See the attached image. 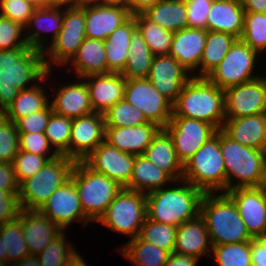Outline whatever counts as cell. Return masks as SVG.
<instances>
[{"label": "cell", "instance_id": "6da1fadb", "mask_svg": "<svg viewBox=\"0 0 266 266\" xmlns=\"http://www.w3.org/2000/svg\"><path fill=\"white\" fill-rule=\"evenodd\" d=\"M47 71L43 52L40 50L28 45L0 50V109L5 112L13 104L19 91L38 84Z\"/></svg>", "mask_w": 266, "mask_h": 266}, {"label": "cell", "instance_id": "7a4b0ae2", "mask_svg": "<svg viewBox=\"0 0 266 266\" xmlns=\"http://www.w3.org/2000/svg\"><path fill=\"white\" fill-rule=\"evenodd\" d=\"M171 185L146 194L147 218L178 226L200 214L204 192L183 179Z\"/></svg>", "mask_w": 266, "mask_h": 266}, {"label": "cell", "instance_id": "3957f363", "mask_svg": "<svg viewBox=\"0 0 266 266\" xmlns=\"http://www.w3.org/2000/svg\"><path fill=\"white\" fill-rule=\"evenodd\" d=\"M172 116L201 120L219 130L226 119L224 90L206 77L192 76L172 104Z\"/></svg>", "mask_w": 266, "mask_h": 266}, {"label": "cell", "instance_id": "277c9868", "mask_svg": "<svg viewBox=\"0 0 266 266\" xmlns=\"http://www.w3.org/2000/svg\"><path fill=\"white\" fill-rule=\"evenodd\" d=\"M213 245L248 242L253 238L238 213L234 201L225 193H204L200 204Z\"/></svg>", "mask_w": 266, "mask_h": 266}, {"label": "cell", "instance_id": "5b68a950", "mask_svg": "<svg viewBox=\"0 0 266 266\" xmlns=\"http://www.w3.org/2000/svg\"><path fill=\"white\" fill-rule=\"evenodd\" d=\"M220 149L225 163L227 191L266 185V151L243 146L221 129Z\"/></svg>", "mask_w": 266, "mask_h": 266}, {"label": "cell", "instance_id": "8992f818", "mask_svg": "<svg viewBox=\"0 0 266 266\" xmlns=\"http://www.w3.org/2000/svg\"><path fill=\"white\" fill-rule=\"evenodd\" d=\"M182 179L204 193L227 192L225 163L220 149V129L183 165Z\"/></svg>", "mask_w": 266, "mask_h": 266}, {"label": "cell", "instance_id": "52a82bcc", "mask_svg": "<svg viewBox=\"0 0 266 266\" xmlns=\"http://www.w3.org/2000/svg\"><path fill=\"white\" fill-rule=\"evenodd\" d=\"M70 179L78 191L85 215L97 222L107 207L123 188L117 181L88 167L83 161H76Z\"/></svg>", "mask_w": 266, "mask_h": 266}, {"label": "cell", "instance_id": "ba28073f", "mask_svg": "<svg viewBox=\"0 0 266 266\" xmlns=\"http://www.w3.org/2000/svg\"><path fill=\"white\" fill-rule=\"evenodd\" d=\"M75 161L59 155L19 185L21 209L40 210L51 194L70 179Z\"/></svg>", "mask_w": 266, "mask_h": 266}, {"label": "cell", "instance_id": "9c48e42d", "mask_svg": "<svg viewBox=\"0 0 266 266\" xmlns=\"http://www.w3.org/2000/svg\"><path fill=\"white\" fill-rule=\"evenodd\" d=\"M146 217V193L123 187L96 223L131 240L139 236Z\"/></svg>", "mask_w": 266, "mask_h": 266}, {"label": "cell", "instance_id": "30bf717a", "mask_svg": "<svg viewBox=\"0 0 266 266\" xmlns=\"http://www.w3.org/2000/svg\"><path fill=\"white\" fill-rule=\"evenodd\" d=\"M260 57L262 56L258 52L241 39H237L219 65L206 78L223 90L250 81L261 76L255 70L261 64Z\"/></svg>", "mask_w": 266, "mask_h": 266}, {"label": "cell", "instance_id": "8fae6325", "mask_svg": "<svg viewBox=\"0 0 266 266\" xmlns=\"http://www.w3.org/2000/svg\"><path fill=\"white\" fill-rule=\"evenodd\" d=\"M124 99L162 129L172 117V103L147 78L126 79Z\"/></svg>", "mask_w": 266, "mask_h": 266}, {"label": "cell", "instance_id": "7c38bea8", "mask_svg": "<svg viewBox=\"0 0 266 266\" xmlns=\"http://www.w3.org/2000/svg\"><path fill=\"white\" fill-rule=\"evenodd\" d=\"M172 137L178 160L184 165L217 129L204 121L172 116L164 128Z\"/></svg>", "mask_w": 266, "mask_h": 266}, {"label": "cell", "instance_id": "4fadbf2b", "mask_svg": "<svg viewBox=\"0 0 266 266\" xmlns=\"http://www.w3.org/2000/svg\"><path fill=\"white\" fill-rule=\"evenodd\" d=\"M265 74L224 90L226 118L266 113Z\"/></svg>", "mask_w": 266, "mask_h": 266}, {"label": "cell", "instance_id": "5bb4252c", "mask_svg": "<svg viewBox=\"0 0 266 266\" xmlns=\"http://www.w3.org/2000/svg\"><path fill=\"white\" fill-rule=\"evenodd\" d=\"M40 211L62 231H66L74 221L82 222L84 228L92 222L81 207L78 191L71 179L51 194Z\"/></svg>", "mask_w": 266, "mask_h": 266}, {"label": "cell", "instance_id": "9a60e30c", "mask_svg": "<svg viewBox=\"0 0 266 266\" xmlns=\"http://www.w3.org/2000/svg\"><path fill=\"white\" fill-rule=\"evenodd\" d=\"M235 203L252 238L266 237V185L225 192Z\"/></svg>", "mask_w": 266, "mask_h": 266}, {"label": "cell", "instance_id": "2e32d148", "mask_svg": "<svg viewBox=\"0 0 266 266\" xmlns=\"http://www.w3.org/2000/svg\"><path fill=\"white\" fill-rule=\"evenodd\" d=\"M135 156L121 152L104 140L83 162L92 170L104 174L125 187L132 175Z\"/></svg>", "mask_w": 266, "mask_h": 266}, {"label": "cell", "instance_id": "e0dca14e", "mask_svg": "<svg viewBox=\"0 0 266 266\" xmlns=\"http://www.w3.org/2000/svg\"><path fill=\"white\" fill-rule=\"evenodd\" d=\"M105 140L104 114L93 112L72 119L69 141V158L83 161Z\"/></svg>", "mask_w": 266, "mask_h": 266}, {"label": "cell", "instance_id": "ac0fdd59", "mask_svg": "<svg viewBox=\"0 0 266 266\" xmlns=\"http://www.w3.org/2000/svg\"><path fill=\"white\" fill-rule=\"evenodd\" d=\"M63 15L64 4H53L35 9L24 27V36L28 46L44 52L57 38L62 27Z\"/></svg>", "mask_w": 266, "mask_h": 266}, {"label": "cell", "instance_id": "d6986e66", "mask_svg": "<svg viewBox=\"0 0 266 266\" xmlns=\"http://www.w3.org/2000/svg\"><path fill=\"white\" fill-rule=\"evenodd\" d=\"M192 75L172 56H154L147 79L172 104Z\"/></svg>", "mask_w": 266, "mask_h": 266}, {"label": "cell", "instance_id": "ffe728a7", "mask_svg": "<svg viewBox=\"0 0 266 266\" xmlns=\"http://www.w3.org/2000/svg\"><path fill=\"white\" fill-rule=\"evenodd\" d=\"M70 81L71 83L60 84L57 88H54L55 86L50 87L54 90L52 92L54 97L49 101L53 112L70 119L93 113L89 90L85 81L82 78Z\"/></svg>", "mask_w": 266, "mask_h": 266}, {"label": "cell", "instance_id": "44dd1931", "mask_svg": "<svg viewBox=\"0 0 266 266\" xmlns=\"http://www.w3.org/2000/svg\"><path fill=\"white\" fill-rule=\"evenodd\" d=\"M206 39L205 29L187 27L173 32L169 56L174 57L192 76L200 77V60Z\"/></svg>", "mask_w": 266, "mask_h": 266}, {"label": "cell", "instance_id": "7402d4cb", "mask_svg": "<svg viewBox=\"0 0 266 266\" xmlns=\"http://www.w3.org/2000/svg\"><path fill=\"white\" fill-rule=\"evenodd\" d=\"M17 219L21 222L29 254L38 255L63 232L40 210L21 209Z\"/></svg>", "mask_w": 266, "mask_h": 266}, {"label": "cell", "instance_id": "603a6c76", "mask_svg": "<svg viewBox=\"0 0 266 266\" xmlns=\"http://www.w3.org/2000/svg\"><path fill=\"white\" fill-rule=\"evenodd\" d=\"M131 16L132 14L124 6L87 5L85 6L86 37L104 41Z\"/></svg>", "mask_w": 266, "mask_h": 266}, {"label": "cell", "instance_id": "cb8c5ba5", "mask_svg": "<svg viewBox=\"0 0 266 266\" xmlns=\"http://www.w3.org/2000/svg\"><path fill=\"white\" fill-rule=\"evenodd\" d=\"M161 129L151 122L130 127H105V141L121 152L143 155Z\"/></svg>", "mask_w": 266, "mask_h": 266}, {"label": "cell", "instance_id": "d4e9b609", "mask_svg": "<svg viewBox=\"0 0 266 266\" xmlns=\"http://www.w3.org/2000/svg\"><path fill=\"white\" fill-rule=\"evenodd\" d=\"M82 79L89 90L94 112L104 113L124 99L126 78L121 73L89 75Z\"/></svg>", "mask_w": 266, "mask_h": 266}, {"label": "cell", "instance_id": "484cf974", "mask_svg": "<svg viewBox=\"0 0 266 266\" xmlns=\"http://www.w3.org/2000/svg\"><path fill=\"white\" fill-rule=\"evenodd\" d=\"M221 130L243 146L266 151V113L226 118Z\"/></svg>", "mask_w": 266, "mask_h": 266}, {"label": "cell", "instance_id": "4316f807", "mask_svg": "<svg viewBox=\"0 0 266 266\" xmlns=\"http://www.w3.org/2000/svg\"><path fill=\"white\" fill-rule=\"evenodd\" d=\"M212 244L204 218L199 214L196 218L177 226L174 252L197 257L211 256Z\"/></svg>", "mask_w": 266, "mask_h": 266}, {"label": "cell", "instance_id": "83f0119b", "mask_svg": "<svg viewBox=\"0 0 266 266\" xmlns=\"http://www.w3.org/2000/svg\"><path fill=\"white\" fill-rule=\"evenodd\" d=\"M244 14L241 0H214L208 13L206 30L228 33L240 39Z\"/></svg>", "mask_w": 266, "mask_h": 266}, {"label": "cell", "instance_id": "f1b7e54d", "mask_svg": "<svg viewBox=\"0 0 266 266\" xmlns=\"http://www.w3.org/2000/svg\"><path fill=\"white\" fill-rule=\"evenodd\" d=\"M69 65L73 66L70 69H73V73L75 72V78L108 74L104 41L86 37L64 69Z\"/></svg>", "mask_w": 266, "mask_h": 266}, {"label": "cell", "instance_id": "f546056e", "mask_svg": "<svg viewBox=\"0 0 266 266\" xmlns=\"http://www.w3.org/2000/svg\"><path fill=\"white\" fill-rule=\"evenodd\" d=\"M149 161L166 172L174 181L183 177V165L178 160L172 137L161 129L143 153Z\"/></svg>", "mask_w": 266, "mask_h": 266}, {"label": "cell", "instance_id": "4dcf8cb0", "mask_svg": "<svg viewBox=\"0 0 266 266\" xmlns=\"http://www.w3.org/2000/svg\"><path fill=\"white\" fill-rule=\"evenodd\" d=\"M51 74V70L47 71L46 76L39 82V84H36L29 89L19 91L13 104L5 111L6 119L15 122L19 118L26 117L29 114L38 112L46 107L51 100L49 97H53L52 95L47 96V92L49 91L48 88L45 87L46 85H49V87L51 86V81L50 84L46 83L50 80V76L51 78L54 77Z\"/></svg>", "mask_w": 266, "mask_h": 266}, {"label": "cell", "instance_id": "1f68e13d", "mask_svg": "<svg viewBox=\"0 0 266 266\" xmlns=\"http://www.w3.org/2000/svg\"><path fill=\"white\" fill-rule=\"evenodd\" d=\"M137 29L136 22L131 16L124 24L116 28L104 40L109 73H122L127 64L129 42L133 32Z\"/></svg>", "mask_w": 266, "mask_h": 266}, {"label": "cell", "instance_id": "d6a6232c", "mask_svg": "<svg viewBox=\"0 0 266 266\" xmlns=\"http://www.w3.org/2000/svg\"><path fill=\"white\" fill-rule=\"evenodd\" d=\"M174 180L143 155L135 156L132 175L125 188L142 193L161 189Z\"/></svg>", "mask_w": 266, "mask_h": 266}, {"label": "cell", "instance_id": "836d02e7", "mask_svg": "<svg viewBox=\"0 0 266 266\" xmlns=\"http://www.w3.org/2000/svg\"><path fill=\"white\" fill-rule=\"evenodd\" d=\"M187 6L184 0H160L144 13L160 27L176 32L188 27Z\"/></svg>", "mask_w": 266, "mask_h": 266}, {"label": "cell", "instance_id": "e575fe53", "mask_svg": "<svg viewBox=\"0 0 266 266\" xmlns=\"http://www.w3.org/2000/svg\"><path fill=\"white\" fill-rule=\"evenodd\" d=\"M127 64L121 73L126 79L147 78L154 58L142 34L136 29L129 42Z\"/></svg>", "mask_w": 266, "mask_h": 266}, {"label": "cell", "instance_id": "d590c367", "mask_svg": "<svg viewBox=\"0 0 266 266\" xmlns=\"http://www.w3.org/2000/svg\"><path fill=\"white\" fill-rule=\"evenodd\" d=\"M118 251L135 266H163L170 255L169 251L144 242L138 236L121 245Z\"/></svg>", "mask_w": 266, "mask_h": 266}, {"label": "cell", "instance_id": "8d00e7d4", "mask_svg": "<svg viewBox=\"0 0 266 266\" xmlns=\"http://www.w3.org/2000/svg\"><path fill=\"white\" fill-rule=\"evenodd\" d=\"M132 16L135 19L137 29L142 34L153 55H169L173 32L160 27L144 12H138Z\"/></svg>", "mask_w": 266, "mask_h": 266}, {"label": "cell", "instance_id": "74e56055", "mask_svg": "<svg viewBox=\"0 0 266 266\" xmlns=\"http://www.w3.org/2000/svg\"><path fill=\"white\" fill-rule=\"evenodd\" d=\"M237 39L228 33L207 31L206 44L200 60V77H206L219 65Z\"/></svg>", "mask_w": 266, "mask_h": 266}, {"label": "cell", "instance_id": "f35d334b", "mask_svg": "<svg viewBox=\"0 0 266 266\" xmlns=\"http://www.w3.org/2000/svg\"><path fill=\"white\" fill-rule=\"evenodd\" d=\"M86 35L59 33L57 38L43 52L47 70L64 66L74 57ZM56 65V66H55Z\"/></svg>", "mask_w": 266, "mask_h": 266}, {"label": "cell", "instance_id": "ab89813d", "mask_svg": "<svg viewBox=\"0 0 266 266\" xmlns=\"http://www.w3.org/2000/svg\"><path fill=\"white\" fill-rule=\"evenodd\" d=\"M0 238L4 247V263H16L29 255L28 246L24 240L21 222L16 218L0 225Z\"/></svg>", "mask_w": 266, "mask_h": 266}, {"label": "cell", "instance_id": "60d3db41", "mask_svg": "<svg viewBox=\"0 0 266 266\" xmlns=\"http://www.w3.org/2000/svg\"><path fill=\"white\" fill-rule=\"evenodd\" d=\"M209 259L216 266H252L251 241L213 245Z\"/></svg>", "mask_w": 266, "mask_h": 266}, {"label": "cell", "instance_id": "b9f144b4", "mask_svg": "<svg viewBox=\"0 0 266 266\" xmlns=\"http://www.w3.org/2000/svg\"><path fill=\"white\" fill-rule=\"evenodd\" d=\"M176 234L177 226L159 223L146 217L138 237L144 242L172 253L174 252Z\"/></svg>", "mask_w": 266, "mask_h": 266}, {"label": "cell", "instance_id": "7bdbcfd3", "mask_svg": "<svg viewBox=\"0 0 266 266\" xmlns=\"http://www.w3.org/2000/svg\"><path fill=\"white\" fill-rule=\"evenodd\" d=\"M71 127L72 119L52 112L44 133L53 149L68 158Z\"/></svg>", "mask_w": 266, "mask_h": 266}, {"label": "cell", "instance_id": "ee69618b", "mask_svg": "<svg viewBox=\"0 0 266 266\" xmlns=\"http://www.w3.org/2000/svg\"><path fill=\"white\" fill-rule=\"evenodd\" d=\"M240 39L261 56L265 55L266 13L245 12L244 29Z\"/></svg>", "mask_w": 266, "mask_h": 266}, {"label": "cell", "instance_id": "f6af8a7d", "mask_svg": "<svg viewBox=\"0 0 266 266\" xmlns=\"http://www.w3.org/2000/svg\"><path fill=\"white\" fill-rule=\"evenodd\" d=\"M65 232L63 231L37 255L40 266H67L68 262L78 253L72 242L66 239Z\"/></svg>", "mask_w": 266, "mask_h": 266}, {"label": "cell", "instance_id": "bcb514c9", "mask_svg": "<svg viewBox=\"0 0 266 266\" xmlns=\"http://www.w3.org/2000/svg\"><path fill=\"white\" fill-rule=\"evenodd\" d=\"M103 114L105 127H130L148 123L143 112L125 99L116 102Z\"/></svg>", "mask_w": 266, "mask_h": 266}, {"label": "cell", "instance_id": "7dc6e473", "mask_svg": "<svg viewBox=\"0 0 266 266\" xmlns=\"http://www.w3.org/2000/svg\"><path fill=\"white\" fill-rule=\"evenodd\" d=\"M58 156H39L34 153L19 150L14 157L13 167L18 184L20 185L24 180L32 177L44 165Z\"/></svg>", "mask_w": 266, "mask_h": 266}, {"label": "cell", "instance_id": "c3c4849f", "mask_svg": "<svg viewBox=\"0 0 266 266\" xmlns=\"http://www.w3.org/2000/svg\"><path fill=\"white\" fill-rule=\"evenodd\" d=\"M19 150V133L15 123L5 118L0 123V162L12 163Z\"/></svg>", "mask_w": 266, "mask_h": 266}, {"label": "cell", "instance_id": "681fc988", "mask_svg": "<svg viewBox=\"0 0 266 266\" xmlns=\"http://www.w3.org/2000/svg\"><path fill=\"white\" fill-rule=\"evenodd\" d=\"M24 27L14 21L0 16V50L27 46Z\"/></svg>", "mask_w": 266, "mask_h": 266}, {"label": "cell", "instance_id": "f907efd6", "mask_svg": "<svg viewBox=\"0 0 266 266\" xmlns=\"http://www.w3.org/2000/svg\"><path fill=\"white\" fill-rule=\"evenodd\" d=\"M36 8L25 0H0L1 16L25 27Z\"/></svg>", "mask_w": 266, "mask_h": 266}, {"label": "cell", "instance_id": "816d5d0a", "mask_svg": "<svg viewBox=\"0 0 266 266\" xmlns=\"http://www.w3.org/2000/svg\"><path fill=\"white\" fill-rule=\"evenodd\" d=\"M20 150L39 156H59L44 133H19Z\"/></svg>", "mask_w": 266, "mask_h": 266}, {"label": "cell", "instance_id": "f5cc1de1", "mask_svg": "<svg viewBox=\"0 0 266 266\" xmlns=\"http://www.w3.org/2000/svg\"><path fill=\"white\" fill-rule=\"evenodd\" d=\"M52 112L53 110L49 103L44 109L17 119L14 123L18 133H45Z\"/></svg>", "mask_w": 266, "mask_h": 266}, {"label": "cell", "instance_id": "db71d44e", "mask_svg": "<svg viewBox=\"0 0 266 266\" xmlns=\"http://www.w3.org/2000/svg\"><path fill=\"white\" fill-rule=\"evenodd\" d=\"M59 33L86 35L85 6L73 7L64 4L63 22Z\"/></svg>", "mask_w": 266, "mask_h": 266}, {"label": "cell", "instance_id": "11a10c76", "mask_svg": "<svg viewBox=\"0 0 266 266\" xmlns=\"http://www.w3.org/2000/svg\"><path fill=\"white\" fill-rule=\"evenodd\" d=\"M214 0H185L188 27L206 30L208 13Z\"/></svg>", "mask_w": 266, "mask_h": 266}, {"label": "cell", "instance_id": "9f6ffc18", "mask_svg": "<svg viewBox=\"0 0 266 266\" xmlns=\"http://www.w3.org/2000/svg\"><path fill=\"white\" fill-rule=\"evenodd\" d=\"M18 193L0 190V225L18 218L21 210Z\"/></svg>", "mask_w": 266, "mask_h": 266}, {"label": "cell", "instance_id": "6f0895ef", "mask_svg": "<svg viewBox=\"0 0 266 266\" xmlns=\"http://www.w3.org/2000/svg\"><path fill=\"white\" fill-rule=\"evenodd\" d=\"M0 190L19 191L13 163L0 162Z\"/></svg>", "mask_w": 266, "mask_h": 266}, {"label": "cell", "instance_id": "680465c9", "mask_svg": "<svg viewBox=\"0 0 266 266\" xmlns=\"http://www.w3.org/2000/svg\"><path fill=\"white\" fill-rule=\"evenodd\" d=\"M252 266H266V237L251 240Z\"/></svg>", "mask_w": 266, "mask_h": 266}, {"label": "cell", "instance_id": "91938a15", "mask_svg": "<svg viewBox=\"0 0 266 266\" xmlns=\"http://www.w3.org/2000/svg\"><path fill=\"white\" fill-rule=\"evenodd\" d=\"M198 263L199 259L195 256L172 252L163 266H197Z\"/></svg>", "mask_w": 266, "mask_h": 266}, {"label": "cell", "instance_id": "94428289", "mask_svg": "<svg viewBox=\"0 0 266 266\" xmlns=\"http://www.w3.org/2000/svg\"><path fill=\"white\" fill-rule=\"evenodd\" d=\"M160 0H124V7L133 15L144 12L149 6Z\"/></svg>", "mask_w": 266, "mask_h": 266}, {"label": "cell", "instance_id": "6125c7cd", "mask_svg": "<svg viewBox=\"0 0 266 266\" xmlns=\"http://www.w3.org/2000/svg\"><path fill=\"white\" fill-rule=\"evenodd\" d=\"M245 12L266 13V0H241Z\"/></svg>", "mask_w": 266, "mask_h": 266}, {"label": "cell", "instance_id": "be15d7a7", "mask_svg": "<svg viewBox=\"0 0 266 266\" xmlns=\"http://www.w3.org/2000/svg\"><path fill=\"white\" fill-rule=\"evenodd\" d=\"M16 266H40L37 255L29 254L15 263Z\"/></svg>", "mask_w": 266, "mask_h": 266}, {"label": "cell", "instance_id": "e7e4bbea", "mask_svg": "<svg viewBox=\"0 0 266 266\" xmlns=\"http://www.w3.org/2000/svg\"><path fill=\"white\" fill-rule=\"evenodd\" d=\"M67 266H89L83 259V256L78 253L68 262Z\"/></svg>", "mask_w": 266, "mask_h": 266}, {"label": "cell", "instance_id": "03108f58", "mask_svg": "<svg viewBox=\"0 0 266 266\" xmlns=\"http://www.w3.org/2000/svg\"><path fill=\"white\" fill-rule=\"evenodd\" d=\"M94 4H98V0H70L68 5L73 7H83Z\"/></svg>", "mask_w": 266, "mask_h": 266}, {"label": "cell", "instance_id": "003e7915", "mask_svg": "<svg viewBox=\"0 0 266 266\" xmlns=\"http://www.w3.org/2000/svg\"><path fill=\"white\" fill-rule=\"evenodd\" d=\"M25 1L33 5L36 9L48 7L54 4L51 0H25Z\"/></svg>", "mask_w": 266, "mask_h": 266}, {"label": "cell", "instance_id": "a7ac6f4b", "mask_svg": "<svg viewBox=\"0 0 266 266\" xmlns=\"http://www.w3.org/2000/svg\"><path fill=\"white\" fill-rule=\"evenodd\" d=\"M98 5L124 6V0H98Z\"/></svg>", "mask_w": 266, "mask_h": 266}, {"label": "cell", "instance_id": "89a4df30", "mask_svg": "<svg viewBox=\"0 0 266 266\" xmlns=\"http://www.w3.org/2000/svg\"><path fill=\"white\" fill-rule=\"evenodd\" d=\"M0 262L4 263V247L1 238H0Z\"/></svg>", "mask_w": 266, "mask_h": 266}, {"label": "cell", "instance_id": "2644e50d", "mask_svg": "<svg viewBox=\"0 0 266 266\" xmlns=\"http://www.w3.org/2000/svg\"><path fill=\"white\" fill-rule=\"evenodd\" d=\"M54 4H66L70 3V0H51Z\"/></svg>", "mask_w": 266, "mask_h": 266}, {"label": "cell", "instance_id": "8c879c8a", "mask_svg": "<svg viewBox=\"0 0 266 266\" xmlns=\"http://www.w3.org/2000/svg\"><path fill=\"white\" fill-rule=\"evenodd\" d=\"M6 118L5 112L0 109V123Z\"/></svg>", "mask_w": 266, "mask_h": 266}, {"label": "cell", "instance_id": "753ad0ef", "mask_svg": "<svg viewBox=\"0 0 266 266\" xmlns=\"http://www.w3.org/2000/svg\"><path fill=\"white\" fill-rule=\"evenodd\" d=\"M2 266H16V264L15 263L6 262V263H3Z\"/></svg>", "mask_w": 266, "mask_h": 266}]
</instances>
